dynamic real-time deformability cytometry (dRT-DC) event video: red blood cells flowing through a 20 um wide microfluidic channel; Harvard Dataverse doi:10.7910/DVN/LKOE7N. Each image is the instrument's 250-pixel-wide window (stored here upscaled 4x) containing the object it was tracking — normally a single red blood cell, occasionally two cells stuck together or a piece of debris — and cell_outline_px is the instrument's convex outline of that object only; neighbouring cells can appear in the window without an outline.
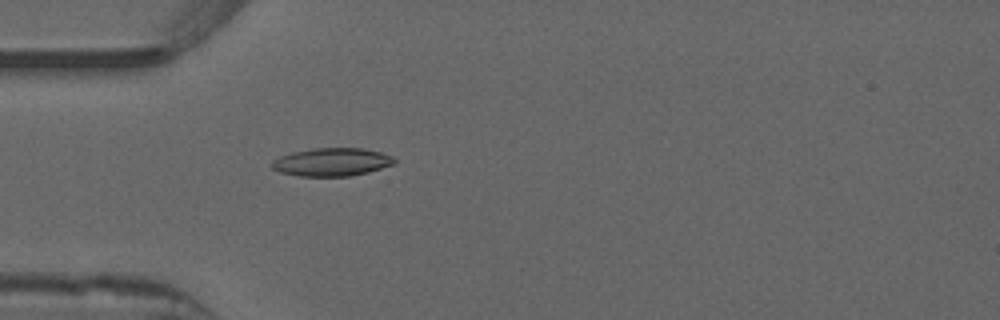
{"species": "common noctule bat (a hibernating species)", "species_latin": "Nyctalus noctula", "temperature_condition": "warm", "stored_images_in_passage": 37, "camera_frame_rate_fps": 3000, "um_per_image_px": 0.085, "animal": {"sex": "male", "forearm_length_mm": 52.5}, "frame": {"image": 1, "passage_image": 7, "time_ms": 2.0, "image_size_px": [1000, 320], "cell_outline_px": [[396, 160], [392, 164], [368, 172], [348, 176], [300, 176], [280, 172], [272, 168], [268, 164], [272, 160], [280, 156], [292, 152], [312, 148], [364, 148], [380, 152], [392, 156]], "centroid_in_image_um": [28.15, 13.76], "position_along_channel_um": 56.9, "area_um2": 20.06}}
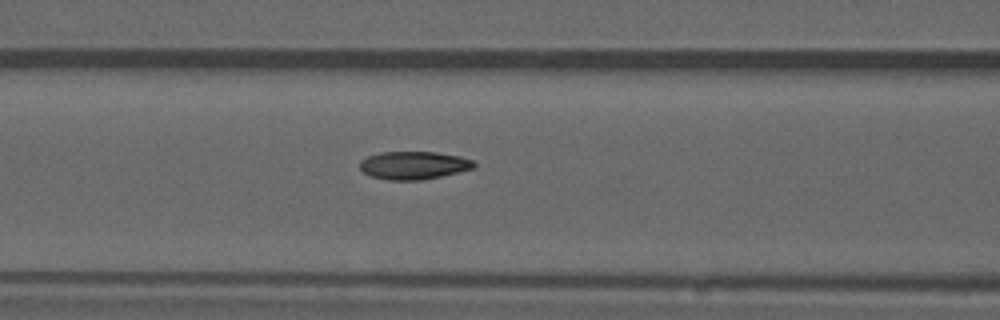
{"frame": {"image": 2, "passage_image": 13, "time_ms": 4.0, "image_size_px": [1000, 320], "cell_outline_px": [[476, 168], [424, 180], [388, 180], [372, 176], [364, 172], [360, 168], [360, 160], [368, 156], [380, 152], [436, 152], [460, 156], [472, 160], [476, 164]], "centroid_in_image_um": [35.19, 14.05], "position_along_channel_um": 131.4, "area_um2": 18.67}}
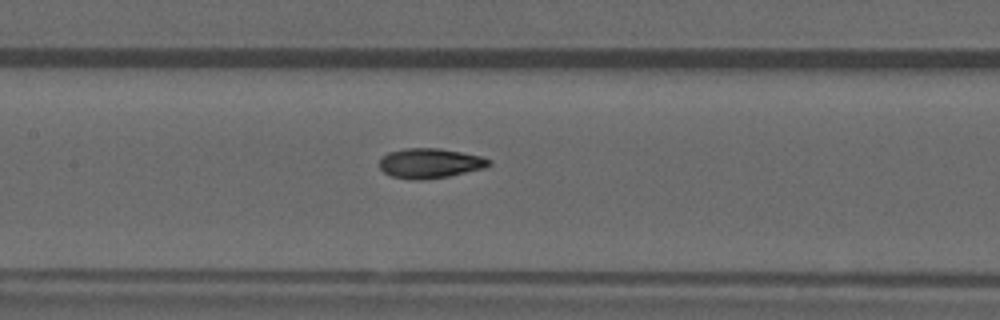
{"frame": {"image": 3, "passage_image": 16, "time_ms": 5.0, "image_size_px": [1000, 320], "cell_outline_px": [[492, 164], [484, 168], [448, 176], [424, 180], [412, 180], [392, 176], [384, 172], [380, 168], [380, 160], [388, 152], [404, 148], [440, 148], [480, 156], [492, 160]], "centroid_in_image_um": [36.55, 13.87], "position_along_channel_um": 170.8, "area_um2": 19.02}, "authors_computed_cell_mechanics": {"area_um2": 18.7272, "velocity_mm_per_s": 3.9355, "shape_relaxation_time_tau1_ms": 6.3617, "shape_relaxation_time_tau2_ms": 2.0365, "deformation_change_tau1": 0.1798, "deformation_change_tau2": 0.0819}}